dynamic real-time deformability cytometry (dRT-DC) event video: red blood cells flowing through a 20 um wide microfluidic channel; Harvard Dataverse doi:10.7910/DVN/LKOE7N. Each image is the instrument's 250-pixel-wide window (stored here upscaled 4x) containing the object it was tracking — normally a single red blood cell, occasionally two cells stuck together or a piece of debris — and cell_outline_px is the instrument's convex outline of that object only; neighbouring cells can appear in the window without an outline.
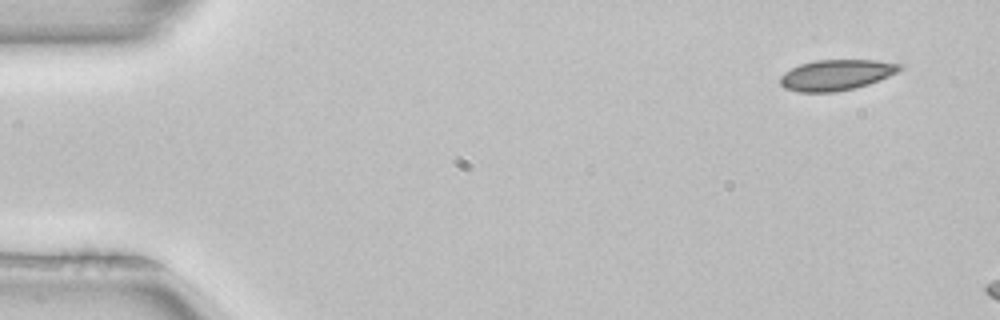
{"species": "common noctule bat (a hibernating species)", "species_latin": "Nyctalus noctula", "temperature_condition": "room temperature", "stored_images_in_passage": 4, "camera_frame_rate_fps": 3000, "um_per_image_px": 0.085, "animal": {"sex": "female", "body_mass_g": 22.7, "forearm_length_mm": 54.2}, "frame": {"image": 1, "passage_image": 1, "time_ms": 0.0, "image_size_px": [1000, 320], "cell_outline_px": [[904, 68], [880, 80], [868, 84], [836, 92], [800, 92], [784, 88], [780, 84], [780, 76], [784, 72], [800, 64], [816, 60], [876, 60], [904, 64]], "centroid_in_image_um": [71.09, 6.36], "position_along_channel_um": 13.9, "area_um2": 21.39}}